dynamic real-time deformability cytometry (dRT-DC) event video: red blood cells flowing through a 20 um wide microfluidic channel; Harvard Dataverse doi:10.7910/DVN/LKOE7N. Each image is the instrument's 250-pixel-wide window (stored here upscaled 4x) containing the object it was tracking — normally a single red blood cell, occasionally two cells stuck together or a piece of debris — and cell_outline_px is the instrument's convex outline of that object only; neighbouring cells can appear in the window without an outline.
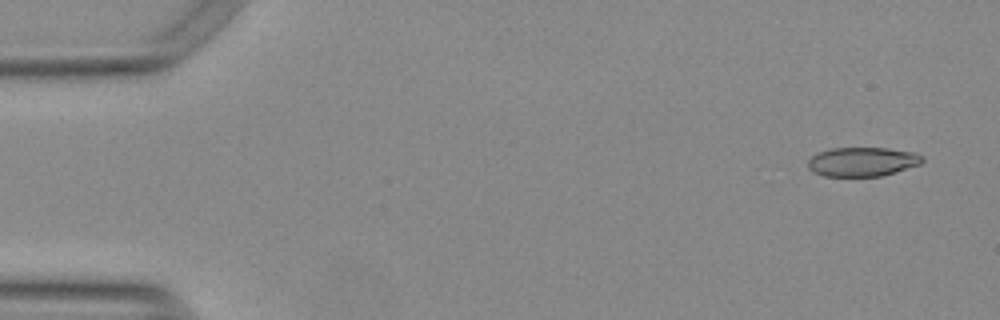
{"species": "Egyptian fruit bat (a non-hibernating species)", "species_latin": "Rousettus aegyptiacus", "temperature_condition": "warm", "stored_images_in_passage": 24, "camera_frame_rate_fps": 3000, "um_per_image_px": 0.085, "animal": {"sex": "female"}, "frame": {"image": 1, "passage_image": 1, "time_ms": 0.0, "image_size_px": [1000, 320], "cell_outline_px": [[924, 160], [920, 164], [896, 172], [880, 176], [824, 176], [808, 168], [808, 160], [812, 156], [820, 152], [832, 148], [888, 148], [916, 152], [924, 156]], "centroid_in_image_um": [73.35, 13.74], "position_along_channel_um": 11.7, "area_um2": 19.42}}
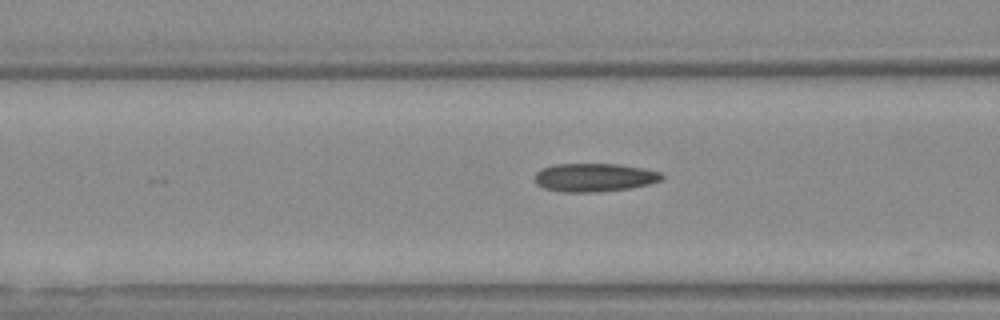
{"frame": {"image": 2, "passage_image": 19, "time_ms": 6.0, "image_size_px": [1000, 320], "cell_outline_px": [[664, 176], [660, 180], [648, 184], [628, 188], [596, 192], [560, 192], [544, 188], [536, 184], [532, 176], [540, 168], [552, 164], [620, 164], [644, 168], [660, 172]], "centroid_in_image_um": [50.44, 15.07], "position_along_channel_um": 116.2, "area_um2": 21.21}}
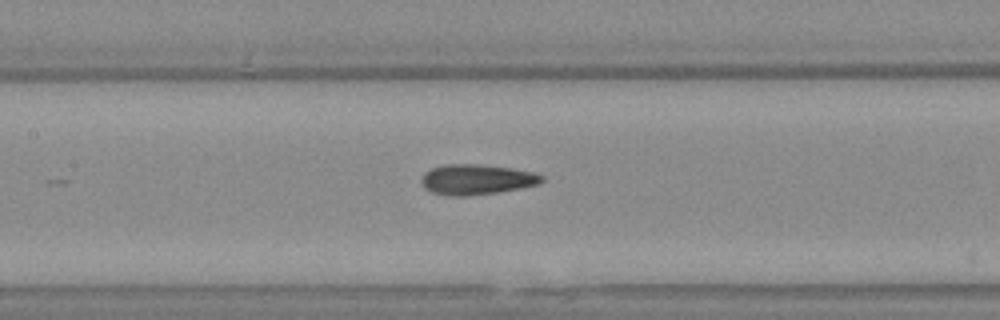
{"frame": {"image": 3, "passage_image": 23, "time_ms": 7.333, "image_size_px": [1000, 320], "cell_outline_px": [[544, 180], [540, 184], [520, 188], [496, 192], [468, 196], [448, 196], [432, 192], [424, 188], [420, 180], [424, 172], [432, 168], [444, 164], [476, 164], [512, 168], [532, 172], [544, 176]], "centroid_in_image_um": [40.49, 15.25], "position_along_channel_um": 166.9, "area_um2": 21.33}}